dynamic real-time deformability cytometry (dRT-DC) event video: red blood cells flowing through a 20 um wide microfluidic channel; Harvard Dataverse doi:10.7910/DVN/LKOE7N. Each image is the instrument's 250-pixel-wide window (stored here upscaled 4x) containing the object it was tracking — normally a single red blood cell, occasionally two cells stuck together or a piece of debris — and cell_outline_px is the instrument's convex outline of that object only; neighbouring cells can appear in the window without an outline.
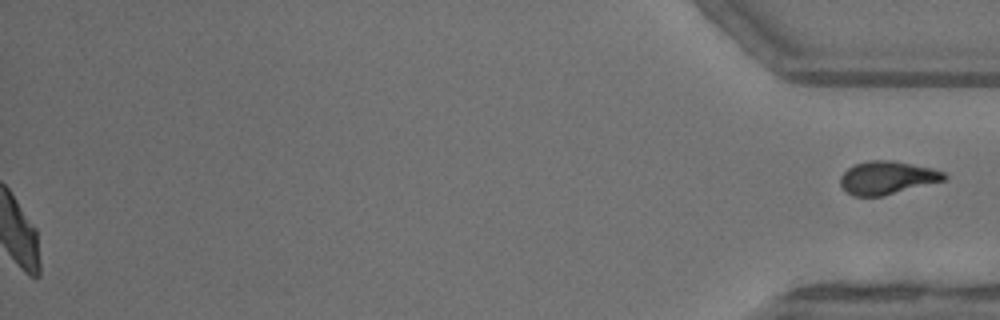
{"species": "common noctule bat (a hibernating species)", "species_latin": "Nyctalus noctula", "temperature_condition": "warm", "stored_images_in_passage": 45, "segment_of_instrument_passage": [2, 2], "camera_frame_rate_fps": 3000, "um_per_image_px": 0.085, "animal": {"sex": "female"}, "frame": {"image": 1, "passage_image": 45, "time_ms": 14.667, "image_size_px": [1000, 320], "cell_outline_px": [[948, 176], [944, 180], [880, 196], [856, 196], [848, 192], [840, 184], [840, 176], [852, 164], [868, 160], [892, 160], [932, 168], [944, 172]], "centroid_in_image_um": [75.38, 15.08], "position_along_channel_um": 359.8, "area_um2": 19.77}}